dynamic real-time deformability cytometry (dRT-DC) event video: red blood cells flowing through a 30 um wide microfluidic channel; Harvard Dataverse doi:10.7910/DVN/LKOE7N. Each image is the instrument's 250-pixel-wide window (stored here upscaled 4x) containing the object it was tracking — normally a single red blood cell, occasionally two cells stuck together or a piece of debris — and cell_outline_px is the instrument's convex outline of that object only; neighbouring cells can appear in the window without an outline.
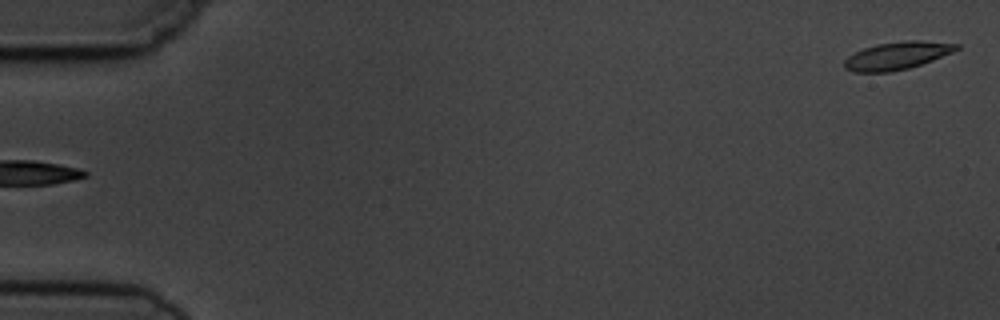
{"species": "common noctule bat (a hibernating species)", "species_latin": "Nyctalus noctula", "temperature_condition": "cold", "stored_images_in_passage": 3, "segment_of_instrument_passage": [2, 2], "camera_frame_rate_fps": 3000, "um_per_image_px": 0.085, "animal": {"sex": "male", "body_mass_g": 19.5, "forearm_length_mm": 54.6}, "frame": {"image": 1, "passage_image": 3, "time_ms": 2.333, "image_size_px": [1000, 320], "cell_outline_px": [[960, 48], [952, 52], [932, 60], [908, 68], [888, 72], [852, 72], [844, 68], [844, 60], [848, 56], [864, 48], [876, 44], [904, 40], [920, 40], [960, 44]], "centroid_in_image_um": [76.24, 4.72], "position_along_channel_um": 8.8, "area_um2": 18.03}}